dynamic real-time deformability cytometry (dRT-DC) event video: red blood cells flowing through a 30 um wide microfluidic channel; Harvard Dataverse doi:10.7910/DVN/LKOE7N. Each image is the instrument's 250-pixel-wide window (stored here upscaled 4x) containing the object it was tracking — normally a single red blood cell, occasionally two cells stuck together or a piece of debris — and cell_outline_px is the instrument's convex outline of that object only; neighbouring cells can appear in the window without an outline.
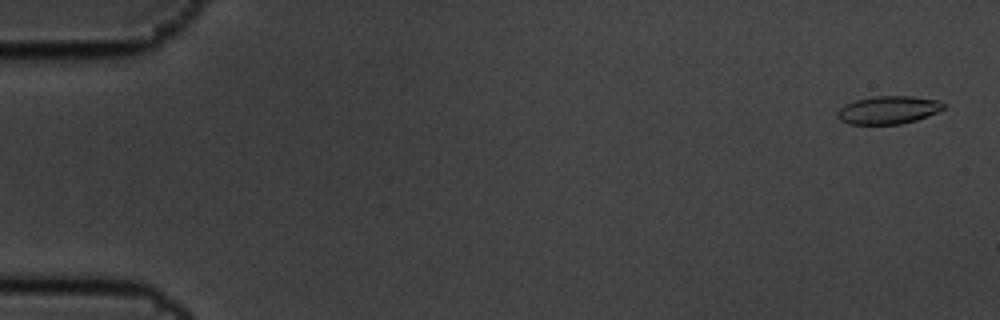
{"species": "common noctule bat (a hibernating species)", "species_latin": "Nyctalus noctula", "temperature_condition": "cold", "stored_images_in_passage": 10, "camera_frame_rate_fps": 3000, "um_per_image_px": 0.085, "animal": {"sex": "male", "body_mass_g": 19.5, "forearm_length_mm": 54.6}, "frame": {"image": 1, "passage_image": 1, "time_ms": 0.0, "image_size_px": [1000, 320], "cell_outline_px": [[944, 108], [928, 116], [916, 120], [900, 124], [848, 124], [840, 120], [836, 116], [836, 112], [844, 104], [856, 100], [872, 96], [912, 96], [936, 100], [944, 104]], "centroid_in_image_um": [75.45, 9.35], "position_along_channel_um": 9.5, "area_um2": 17.28}}
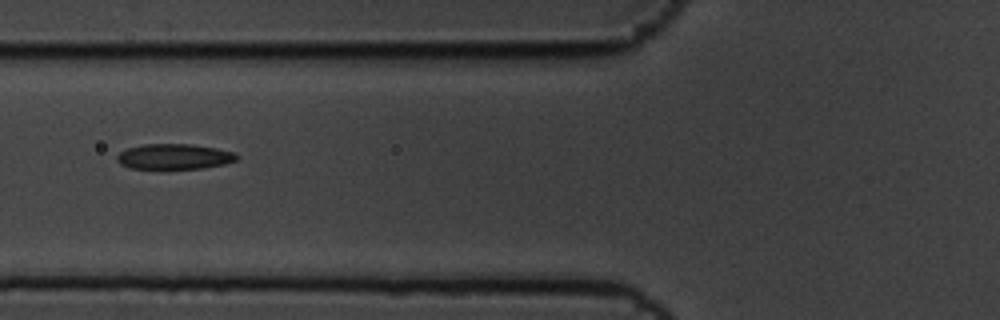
{"frame": {"image": 2, "passage_image": 7, "time_ms": 2.0, "image_size_px": [1000, 320], "cell_outline_px": [[240, 156], [236, 160], [224, 164], [204, 168], [160, 172], [128, 168], [120, 164], [116, 160], [116, 156], [120, 152], [128, 148], [144, 144], [192, 144], [216, 148], [236, 152]], "centroid_in_image_um": [14.78, 13.36], "position_along_channel_um": 111.0, "area_um2": 18.84}}
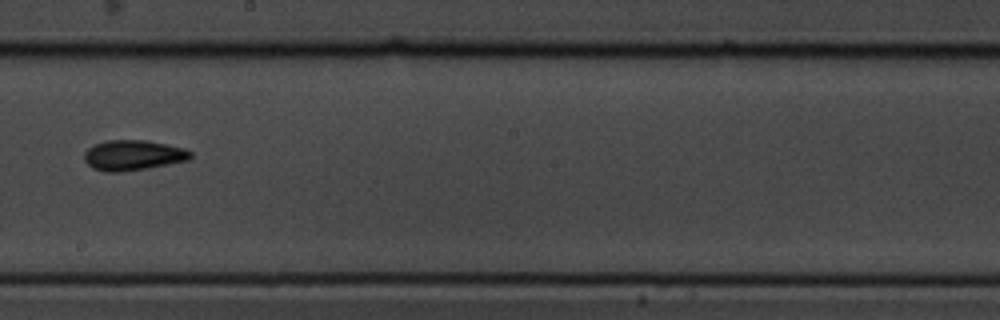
{"frame": {"image": 3, "passage_image": 10, "time_ms": 3.0, "image_size_px": [1000, 320], "cell_outline_px": [[192, 156], [188, 160], [148, 168], [120, 172], [108, 172], [92, 168], [84, 160], [84, 152], [88, 148], [96, 144], [108, 140], [144, 140], [184, 148], [192, 152]], "centroid_in_image_um": [11.3, 13.2], "position_along_channel_um": 236.9, "area_um2": 18.61}}